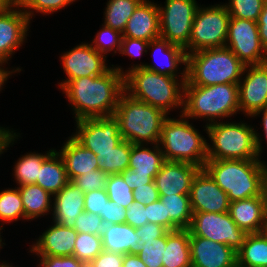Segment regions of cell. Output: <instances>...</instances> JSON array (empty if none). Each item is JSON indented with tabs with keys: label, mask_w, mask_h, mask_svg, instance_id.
<instances>
[{
	"label": "cell",
	"mask_w": 267,
	"mask_h": 267,
	"mask_svg": "<svg viewBox=\"0 0 267 267\" xmlns=\"http://www.w3.org/2000/svg\"><path fill=\"white\" fill-rule=\"evenodd\" d=\"M112 66L102 75L80 77L62 88L73 108L75 121L113 116L125 88L123 69Z\"/></svg>",
	"instance_id": "1"
},
{
	"label": "cell",
	"mask_w": 267,
	"mask_h": 267,
	"mask_svg": "<svg viewBox=\"0 0 267 267\" xmlns=\"http://www.w3.org/2000/svg\"><path fill=\"white\" fill-rule=\"evenodd\" d=\"M180 79L139 67L124 75L125 93L163 110L166 114L170 113V109L182 108V114L187 67L183 68Z\"/></svg>",
	"instance_id": "2"
},
{
	"label": "cell",
	"mask_w": 267,
	"mask_h": 267,
	"mask_svg": "<svg viewBox=\"0 0 267 267\" xmlns=\"http://www.w3.org/2000/svg\"><path fill=\"white\" fill-rule=\"evenodd\" d=\"M207 160H261L262 138L247 123L215 122L205 126Z\"/></svg>",
	"instance_id": "3"
},
{
	"label": "cell",
	"mask_w": 267,
	"mask_h": 267,
	"mask_svg": "<svg viewBox=\"0 0 267 267\" xmlns=\"http://www.w3.org/2000/svg\"><path fill=\"white\" fill-rule=\"evenodd\" d=\"M239 112L238 84H217L211 86L184 83L182 114L187 119H206V125L218 118L231 117ZM210 122V123H209Z\"/></svg>",
	"instance_id": "4"
},
{
	"label": "cell",
	"mask_w": 267,
	"mask_h": 267,
	"mask_svg": "<svg viewBox=\"0 0 267 267\" xmlns=\"http://www.w3.org/2000/svg\"><path fill=\"white\" fill-rule=\"evenodd\" d=\"M167 115L163 110L138 101L124 92L113 117L118 122L123 140L132 144L153 145L159 144L162 125Z\"/></svg>",
	"instance_id": "5"
},
{
	"label": "cell",
	"mask_w": 267,
	"mask_h": 267,
	"mask_svg": "<svg viewBox=\"0 0 267 267\" xmlns=\"http://www.w3.org/2000/svg\"><path fill=\"white\" fill-rule=\"evenodd\" d=\"M262 167L259 159L207 160L203 169L233 202L262 195Z\"/></svg>",
	"instance_id": "6"
},
{
	"label": "cell",
	"mask_w": 267,
	"mask_h": 267,
	"mask_svg": "<svg viewBox=\"0 0 267 267\" xmlns=\"http://www.w3.org/2000/svg\"><path fill=\"white\" fill-rule=\"evenodd\" d=\"M245 65L227 47L187 54V80L192 85L238 84Z\"/></svg>",
	"instance_id": "7"
},
{
	"label": "cell",
	"mask_w": 267,
	"mask_h": 267,
	"mask_svg": "<svg viewBox=\"0 0 267 267\" xmlns=\"http://www.w3.org/2000/svg\"><path fill=\"white\" fill-rule=\"evenodd\" d=\"M189 123L183 114L180 119H165L158 145L165 161L186 162L204 167L207 161V140Z\"/></svg>",
	"instance_id": "8"
},
{
	"label": "cell",
	"mask_w": 267,
	"mask_h": 267,
	"mask_svg": "<svg viewBox=\"0 0 267 267\" xmlns=\"http://www.w3.org/2000/svg\"><path fill=\"white\" fill-rule=\"evenodd\" d=\"M230 14L225 5L198 7L189 40V54L204 49L225 47Z\"/></svg>",
	"instance_id": "9"
},
{
	"label": "cell",
	"mask_w": 267,
	"mask_h": 267,
	"mask_svg": "<svg viewBox=\"0 0 267 267\" xmlns=\"http://www.w3.org/2000/svg\"><path fill=\"white\" fill-rule=\"evenodd\" d=\"M160 37L178 45L189 54V40L194 16L199 7L196 0H166L159 4Z\"/></svg>",
	"instance_id": "10"
},
{
	"label": "cell",
	"mask_w": 267,
	"mask_h": 267,
	"mask_svg": "<svg viewBox=\"0 0 267 267\" xmlns=\"http://www.w3.org/2000/svg\"><path fill=\"white\" fill-rule=\"evenodd\" d=\"M76 125V132L71 136L95 155L107 153L123 141L113 116L83 118L77 120Z\"/></svg>",
	"instance_id": "11"
},
{
	"label": "cell",
	"mask_w": 267,
	"mask_h": 267,
	"mask_svg": "<svg viewBox=\"0 0 267 267\" xmlns=\"http://www.w3.org/2000/svg\"><path fill=\"white\" fill-rule=\"evenodd\" d=\"M190 236H198L226 244L236 251L244 243L247 233L240 229L226 213H193L188 228Z\"/></svg>",
	"instance_id": "12"
},
{
	"label": "cell",
	"mask_w": 267,
	"mask_h": 267,
	"mask_svg": "<svg viewBox=\"0 0 267 267\" xmlns=\"http://www.w3.org/2000/svg\"><path fill=\"white\" fill-rule=\"evenodd\" d=\"M225 47L229 48L245 65L263 64L267 52L263 48L257 22L230 18Z\"/></svg>",
	"instance_id": "13"
},
{
	"label": "cell",
	"mask_w": 267,
	"mask_h": 267,
	"mask_svg": "<svg viewBox=\"0 0 267 267\" xmlns=\"http://www.w3.org/2000/svg\"><path fill=\"white\" fill-rule=\"evenodd\" d=\"M61 64L67 79L59 83L62 89L69 81L89 76L104 74L107 66L106 57L98 53L89 43H82L61 55Z\"/></svg>",
	"instance_id": "14"
},
{
	"label": "cell",
	"mask_w": 267,
	"mask_h": 267,
	"mask_svg": "<svg viewBox=\"0 0 267 267\" xmlns=\"http://www.w3.org/2000/svg\"><path fill=\"white\" fill-rule=\"evenodd\" d=\"M189 198L193 213H226L229 211L228 195L203 168L193 178Z\"/></svg>",
	"instance_id": "15"
},
{
	"label": "cell",
	"mask_w": 267,
	"mask_h": 267,
	"mask_svg": "<svg viewBox=\"0 0 267 267\" xmlns=\"http://www.w3.org/2000/svg\"><path fill=\"white\" fill-rule=\"evenodd\" d=\"M244 73L246 75L238 83L239 111L251 117L267 107V66L264 63L248 65Z\"/></svg>",
	"instance_id": "16"
},
{
	"label": "cell",
	"mask_w": 267,
	"mask_h": 267,
	"mask_svg": "<svg viewBox=\"0 0 267 267\" xmlns=\"http://www.w3.org/2000/svg\"><path fill=\"white\" fill-rule=\"evenodd\" d=\"M21 9L20 5H10L0 12V62L7 63L28 35L30 21Z\"/></svg>",
	"instance_id": "17"
},
{
	"label": "cell",
	"mask_w": 267,
	"mask_h": 267,
	"mask_svg": "<svg viewBox=\"0 0 267 267\" xmlns=\"http://www.w3.org/2000/svg\"><path fill=\"white\" fill-rule=\"evenodd\" d=\"M200 169L186 162L165 161L154 178L159 195H189L193 178Z\"/></svg>",
	"instance_id": "18"
},
{
	"label": "cell",
	"mask_w": 267,
	"mask_h": 267,
	"mask_svg": "<svg viewBox=\"0 0 267 267\" xmlns=\"http://www.w3.org/2000/svg\"><path fill=\"white\" fill-rule=\"evenodd\" d=\"M192 267H234L237 251L232 247L198 236H190Z\"/></svg>",
	"instance_id": "19"
},
{
	"label": "cell",
	"mask_w": 267,
	"mask_h": 267,
	"mask_svg": "<svg viewBox=\"0 0 267 267\" xmlns=\"http://www.w3.org/2000/svg\"><path fill=\"white\" fill-rule=\"evenodd\" d=\"M230 217L247 234L261 233L267 225V201L261 196L230 202Z\"/></svg>",
	"instance_id": "20"
},
{
	"label": "cell",
	"mask_w": 267,
	"mask_h": 267,
	"mask_svg": "<svg viewBox=\"0 0 267 267\" xmlns=\"http://www.w3.org/2000/svg\"><path fill=\"white\" fill-rule=\"evenodd\" d=\"M77 236L75 229L54 222L39 236L30 252L37 256H71Z\"/></svg>",
	"instance_id": "21"
},
{
	"label": "cell",
	"mask_w": 267,
	"mask_h": 267,
	"mask_svg": "<svg viewBox=\"0 0 267 267\" xmlns=\"http://www.w3.org/2000/svg\"><path fill=\"white\" fill-rule=\"evenodd\" d=\"M123 37L150 42L160 37L159 9L157 3L142 0L135 8L123 31Z\"/></svg>",
	"instance_id": "22"
},
{
	"label": "cell",
	"mask_w": 267,
	"mask_h": 267,
	"mask_svg": "<svg viewBox=\"0 0 267 267\" xmlns=\"http://www.w3.org/2000/svg\"><path fill=\"white\" fill-rule=\"evenodd\" d=\"M53 200V222L74 229L77 217L84 212V192L69 181L53 195Z\"/></svg>",
	"instance_id": "23"
},
{
	"label": "cell",
	"mask_w": 267,
	"mask_h": 267,
	"mask_svg": "<svg viewBox=\"0 0 267 267\" xmlns=\"http://www.w3.org/2000/svg\"><path fill=\"white\" fill-rule=\"evenodd\" d=\"M151 47L152 49H154L153 56L155 60H156V57L158 58L157 53L163 54V56L161 55V57H163L162 60H165L164 63L159 61L160 64L156 63L157 66L153 64L149 65V64H144V63L143 64L140 63L137 65L133 64L131 68H128L129 70L127 71L125 70L124 75L130 70L143 67L152 72H156L159 74L177 78L178 77L177 74H179V72H177L178 71L177 69H179V65L183 64L185 67H187V54H186L185 49H183L182 47L171 44L166 39H163L161 37L151 40L149 42L148 50L151 49ZM155 53H156V57H155Z\"/></svg>",
	"instance_id": "24"
},
{
	"label": "cell",
	"mask_w": 267,
	"mask_h": 267,
	"mask_svg": "<svg viewBox=\"0 0 267 267\" xmlns=\"http://www.w3.org/2000/svg\"><path fill=\"white\" fill-rule=\"evenodd\" d=\"M63 144L64 146L58 152L64 161L69 181L98 169L96 155L84 148L72 136Z\"/></svg>",
	"instance_id": "25"
},
{
	"label": "cell",
	"mask_w": 267,
	"mask_h": 267,
	"mask_svg": "<svg viewBox=\"0 0 267 267\" xmlns=\"http://www.w3.org/2000/svg\"><path fill=\"white\" fill-rule=\"evenodd\" d=\"M101 238L103 250L122 255L135 254V247L140 239L135 228L126 223L104 225Z\"/></svg>",
	"instance_id": "26"
},
{
	"label": "cell",
	"mask_w": 267,
	"mask_h": 267,
	"mask_svg": "<svg viewBox=\"0 0 267 267\" xmlns=\"http://www.w3.org/2000/svg\"><path fill=\"white\" fill-rule=\"evenodd\" d=\"M162 261L163 267H192L188 229L166 233V247Z\"/></svg>",
	"instance_id": "27"
},
{
	"label": "cell",
	"mask_w": 267,
	"mask_h": 267,
	"mask_svg": "<svg viewBox=\"0 0 267 267\" xmlns=\"http://www.w3.org/2000/svg\"><path fill=\"white\" fill-rule=\"evenodd\" d=\"M69 179L64 161L56 149L43 161L36 184L52 196L58 193Z\"/></svg>",
	"instance_id": "28"
},
{
	"label": "cell",
	"mask_w": 267,
	"mask_h": 267,
	"mask_svg": "<svg viewBox=\"0 0 267 267\" xmlns=\"http://www.w3.org/2000/svg\"><path fill=\"white\" fill-rule=\"evenodd\" d=\"M147 146L132 144L128 169H132L135 175H156L165 162L160 145L154 144L153 149Z\"/></svg>",
	"instance_id": "29"
},
{
	"label": "cell",
	"mask_w": 267,
	"mask_h": 267,
	"mask_svg": "<svg viewBox=\"0 0 267 267\" xmlns=\"http://www.w3.org/2000/svg\"><path fill=\"white\" fill-rule=\"evenodd\" d=\"M166 210V229L175 231L188 229L192 220V208L189 195L160 196Z\"/></svg>",
	"instance_id": "30"
},
{
	"label": "cell",
	"mask_w": 267,
	"mask_h": 267,
	"mask_svg": "<svg viewBox=\"0 0 267 267\" xmlns=\"http://www.w3.org/2000/svg\"><path fill=\"white\" fill-rule=\"evenodd\" d=\"M24 207V219L34 220L52 211L53 197L37 184L18 186ZM51 203V204H50ZM47 213V214H46Z\"/></svg>",
	"instance_id": "31"
},
{
	"label": "cell",
	"mask_w": 267,
	"mask_h": 267,
	"mask_svg": "<svg viewBox=\"0 0 267 267\" xmlns=\"http://www.w3.org/2000/svg\"><path fill=\"white\" fill-rule=\"evenodd\" d=\"M237 263L244 267H267V232L247 234L237 250Z\"/></svg>",
	"instance_id": "32"
},
{
	"label": "cell",
	"mask_w": 267,
	"mask_h": 267,
	"mask_svg": "<svg viewBox=\"0 0 267 267\" xmlns=\"http://www.w3.org/2000/svg\"><path fill=\"white\" fill-rule=\"evenodd\" d=\"M54 151L50 149L45 154L27 153L18 159L15 164L14 177L18 186L36 184L43 161Z\"/></svg>",
	"instance_id": "33"
},
{
	"label": "cell",
	"mask_w": 267,
	"mask_h": 267,
	"mask_svg": "<svg viewBox=\"0 0 267 267\" xmlns=\"http://www.w3.org/2000/svg\"><path fill=\"white\" fill-rule=\"evenodd\" d=\"M132 143L123 140L118 146L107 153L96 155L98 158V169L106 174H120L126 171L130 163Z\"/></svg>",
	"instance_id": "34"
},
{
	"label": "cell",
	"mask_w": 267,
	"mask_h": 267,
	"mask_svg": "<svg viewBox=\"0 0 267 267\" xmlns=\"http://www.w3.org/2000/svg\"><path fill=\"white\" fill-rule=\"evenodd\" d=\"M142 0H108L104 25L123 33L126 23Z\"/></svg>",
	"instance_id": "35"
},
{
	"label": "cell",
	"mask_w": 267,
	"mask_h": 267,
	"mask_svg": "<svg viewBox=\"0 0 267 267\" xmlns=\"http://www.w3.org/2000/svg\"><path fill=\"white\" fill-rule=\"evenodd\" d=\"M20 218H24V207L18 187L1 191L0 220L10 223Z\"/></svg>",
	"instance_id": "36"
},
{
	"label": "cell",
	"mask_w": 267,
	"mask_h": 267,
	"mask_svg": "<svg viewBox=\"0 0 267 267\" xmlns=\"http://www.w3.org/2000/svg\"><path fill=\"white\" fill-rule=\"evenodd\" d=\"M103 251L101 235L78 233L75 240L73 255L88 265Z\"/></svg>",
	"instance_id": "37"
},
{
	"label": "cell",
	"mask_w": 267,
	"mask_h": 267,
	"mask_svg": "<svg viewBox=\"0 0 267 267\" xmlns=\"http://www.w3.org/2000/svg\"><path fill=\"white\" fill-rule=\"evenodd\" d=\"M166 247V234L144 244H137L135 254L144 262L147 267H163V254Z\"/></svg>",
	"instance_id": "38"
},
{
	"label": "cell",
	"mask_w": 267,
	"mask_h": 267,
	"mask_svg": "<svg viewBox=\"0 0 267 267\" xmlns=\"http://www.w3.org/2000/svg\"><path fill=\"white\" fill-rule=\"evenodd\" d=\"M106 191L109 200L125 209L134 202L133 190L125 183L121 174L109 175Z\"/></svg>",
	"instance_id": "39"
},
{
	"label": "cell",
	"mask_w": 267,
	"mask_h": 267,
	"mask_svg": "<svg viewBox=\"0 0 267 267\" xmlns=\"http://www.w3.org/2000/svg\"><path fill=\"white\" fill-rule=\"evenodd\" d=\"M123 34L102 24V29L97 33L90 45L106 57L108 52L120 53ZM116 49V50H115Z\"/></svg>",
	"instance_id": "40"
},
{
	"label": "cell",
	"mask_w": 267,
	"mask_h": 267,
	"mask_svg": "<svg viewBox=\"0 0 267 267\" xmlns=\"http://www.w3.org/2000/svg\"><path fill=\"white\" fill-rule=\"evenodd\" d=\"M265 0H229L224 4L231 18L247 19L257 22Z\"/></svg>",
	"instance_id": "41"
},
{
	"label": "cell",
	"mask_w": 267,
	"mask_h": 267,
	"mask_svg": "<svg viewBox=\"0 0 267 267\" xmlns=\"http://www.w3.org/2000/svg\"><path fill=\"white\" fill-rule=\"evenodd\" d=\"M73 2L75 0H25L20 6L30 21L34 15V11L32 10L42 14H51L61 8H65Z\"/></svg>",
	"instance_id": "42"
},
{
	"label": "cell",
	"mask_w": 267,
	"mask_h": 267,
	"mask_svg": "<svg viewBox=\"0 0 267 267\" xmlns=\"http://www.w3.org/2000/svg\"><path fill=\"white\" fill-rule=\"evenodd\" d=\"M109 174H106L100 169L93 170L79 177H76L72 182L77 185L84 193L94 190L106 189Z\"/></svg>",
	"instance_id": "43"
},
{
	"label": "cell",
	"mask_w": 267,
	"mask_h": 267,
	"mask_svg": "<svg viewBox=\"0 0 267 267\" xmlns=\"http://www.w3.org/2000/svg\"><path fill=\"white\" fill-rule=\"evenodd\" d=\"M74 229L78 233L101 235L104 229V223L99 215L84 211L77 217Z\"/></svg>",
	"instance_id": "44"
},
{
	"label": "cell",
	"mask_w": 267,
	"mask_h": 267,
	"mask_svg": "<svg viewBox=\"0 0 267 267\" xmlns=\"http://www.w3.org/2000/svg\"><path fill=\"white\" fill-rule=\"evenodd\" d=\"M109 201L106 189L94 190L84 193V211L99 215H104V208Z\"/></svg>",
	"instance_id": "45"
},
{
	"label": "cell",
	"mask_w": 267,
	"mask_h": 267,
	"mask_svg": "<svg viewBox=\"0 0 267 267\" xmlns=\"http://www.w3.org/2000/svg\"><path fill=\"white\" fill-rule=\"evenodd\" d=\"M40 259L39 267H87L74 255L71 256H38Z\"/></svg>",
	"instance_id": "46"
},
{
	"label": "cell",
	"mask_w": 267,
	"mask_h": 267,
	"mask_svg": "<svg viewBox=\"0 0 267 267\" xmlns=\"http://www.w3.org/2000/svg\"><path fill=\"white\" fill-rule=\"evenodd\" d=\"M148 46V41L130 37H123L120 54L127 55L129 57H140L143 52L146 53L148 51Z\"/></svg>",
	"instance_id": "47"
},
{
	"label": "cell",
	"mask_w": 267,
	"mask_h": 267,
	"mask_svg": "<svg viewBox=\"0 0 267 267\" xmlns=\"http://www.w3.org/2000/svg\"><path fill=\"white\" fill-rule=\"evenodd\" d=\"M145 207L146 205L134 201L126 209V224L131 225L133 228H137L148 223Z\"/></svg>",
	"instance_id": "48"
},
{
	"label": "cell",
	"mask_w": 267,
	"mask_h": 267,
	"mask_svg": "<svg viewBox=\"0 0 267 267\" xmlns=\"http://www.w3.org/2000/svg\"><path fill=\"white\" fill-rule=\"evenodd\" d=\"M104 225L126 223V209L109 200L101 217Z\"/></svg>",
	"instance_id": "49"
},
{
	"label": "cell",
	"mask_w": 267,
	"mask_h": 267,
	"mask_svg": "<svg viewBox=\"0 0 267 267\" xmlns=\"http://www.w3.org/2000/svg\"><path fill=\"white\" fill-rule=\"evenodd\" d=\"M135 232L140 237L137 244L142 245L145 241L164 236L168 230L159 224L148 222L145 225L135 228Z\"/></svg>",
	"instance_id": "50"
},
{
	"label": "cell",
	"mask_w": 267,
	"mask_h": 267,
	"mask_svg": "<svg viewBox=\"0 0 267 267\" xmlns=\"http://www.w3.org/2000/svg\"><path fill=\"white\" fill-rule=\"evenodd\" d=\"M133 195L134 201H137L146 206L152 204L160 198L159 192L156 188V184L154 181L144 186H138L136 189L133 190Z\"/></svg>",
	"instance_id": "51"
},
{
	"label": "cell",
	"mask_w": 267,
	"mask_h": 267,
	"mask_svg": "<svg viewBox=\"0 0 267 267\" xmlns=\"http://www.w3.org/2000/svg\"><path fill=\"white\" fill-rule=\"evenodd\" d=\"M123 256L120 253L103 250L87 267H121Z\"/></svg>",
	"instance_id": "52"
},
{
	"label": "cell",
	"mask_w": 267,
	"mask_h": 267,
	"mask_svg": "<svg viewBox=\"0 0 267 267\" xmlns=\"http://www.w3.org/2000/svg\"><path fill=\"white\" fill-rule=\"evenodd\" d=\"M148 222L155 223L166 228V210L160 200L145 207Z\"/></svg>",
	"instance_id": "53"
},
{
	"label": "cell",
	"mask_w": 267,
	"mask_h": 267,
	"mask_svg": "<svg viewBox=\"0 0 267 267\" xmlns=\"http://www.w3.org/2000/svg\"><path fill=\"white\" fill-rule=\"evenodd\" d=\"M120 174L131 190L136 189L138 186L150 184L155 178V175H135V172L132 169H127Z\"/></svg>",
	"instance_id": "54"
},
{
	"label": "cell",
	"mask_w": 267,
	"mask_h": 267,
	"mask_svg": "<svg viewBox=\"0 0 267 267\" xmlns=\"http://www.w3.org/2000/svg\"><path fill=\"white\" fill-rule=\"evenodd\" d=\"M257 25L261 44L267 52V2L263 5L262 12L257 20Z\"/></svg>",
	"instance_id": "55"
},
{
	"label": "cell",
	"mask_w": 267,
	"mask_h": 267,
	"mask_svg": "<svg viewBox=\"0 0 267 267\" xmlns=\"http://www.w3.org/2000/svg\"><path fill=\"white\" fill-rule=\"evenodd\" d=\"M14 131L0 126V154H3L11 143L14 144L15 139H18L20 134Z\"/></svg>",
	"instance_id": "56"
},
{
	"label": "cell",
	"mask_w": 267,
	"mask_h": 267,
	"mask_svg": "<svg viewBox=\"0 0 267 267\" xmlns=\"http://www.w3.org/2000/svg\"><path fill=\"white\" fill-rule=\"evenodd\" d=\"M124 267H147L137 254H125L123 256Z\"/></svg>",
	"instance_id": "57"
},
{
	"label": "cell",
	"mask_w": 267,
	"mask_h": 267,
	"mask_svg": "<svg viewBox=\"0 0 267 267\" xmlns=\"http://www.w3.org/2000/svg\"><path fill=\"white\" fill-rule=\"evenodd\" d=\"M4 63L6 62H0V91L2 90V86H4V83L8 80L7 78L11 76V74L13 73H17V72H20L21 71V68H16L15 70H12V71H8V70H5L4 69V66L2 65H5ZM3 67V68H1Z\"/></svg>",
	"instance_id": "58"
},
{
	"label": "cell",
	"mask_w": 267,
	"mask_h": 267,
	"mask_svg": "<svg viewBox=\"0 0 267 267\" xmlns=\"http://www.w3.org/2000/svg\"><path fill=\"white\" fill-rule=\"evenodd\" d=\"M261 113L262 115V127H263V131H264V135L265 136V139H266V143H267V107L263 108V109H260L258 111H256L252 116V117H255V116H259Z\"/></svg>",
	"instance_id": "59"
},
{
	"label": "cell",
	"mask_w": 267,
	"mask_h": 267,
	"mask_svg": "<svg viewBox=\"0 0 267 267\" xmlns=\"http://www.w3.org/2000/svg\"><path fill=\"white\" fill-rule=\"evenodd\" d=\"M262 194L265 200L267 201V165L265 162H263V167H262Z\"/></svg>",
	"instance_id": "60"
},
{
	"label": "cell",
	"mask_w": 267,
	"mask_h": 267,
	"mask_svg": "<svg viewBox=\"0 0 267 267\" xmlns=\"http://www.w3.org/2000/svg\"><path fill=\"white\" fill-rule=\"evenodd\" d=\"M10 5L7 0H0V12L6 10Z\"/></svg>",
	"instance_id": "61"
},
{
	"label": "cell",
	"mask_w": 267,
	"mask_h": 267,
	"mask_svg": "<svg viewBox=\"0 0 267 267\" xmlns=\"http://www.w3.org/2000/svg\"><path fill=\"white\" fill-rule=\"evenodd\" d=\"M11 5H21L25 0H7Z\"/></svg>",
	"instance_id": "62"
},
{
	"label": "cell",
	"mask_w": 267,
	"mask_h": 267,
	"mask_svg": "<svg viewBox=\"0 0 267 267\" xmlns=\"http://www.w3.org/2000/svg\"><path fill=\"white\" fill-rule=\"evenodd\" d=\"M0 267H13V266L10 265L9 263H5V261H3V262L0 264Z\"/></svg>",
	"instance_id": "63"
},
{
	"label": "cell",
	"mask_w": 267,
	"mask_h": 267,
	"mask_svg": "<svg viewBox=\"0 0 267 267\" xmlns=\"http://www.w3.org/2000/svg\"><path fill=\"white\" fill-rule=\"evenodd\" d=\"M3 228H2V226L0 225V231L2 230ZM2 244H4L5 245V243H3L2 242V238H1V232H0V249H1V247H3V245Z\"/></svg>",
	"instance_id": "64"
},
{
	"label": "cell",
	"mask_w": 267,
	"mask_h": 267,
	"mask_svg": "<svg viewBox=\"0 0 267 267\" xmlns=\"http://www.w3.org/2000/svg\"><path fill=\"white\" fill-rule=\"evenodd\" d=\"M234 267H244V266L237 263Z\"/></svg>",
	"instance_id": "65"
},
{
	"label": "cell",
	"mask_w": 267,
	"mask_h": 267,
	"mask_svg": "<svg viewBox=\"0 0 267 267\" xmlns=\"http://www.w3.org/2000/svg\"><path fill=\"white\" fill-rule=\"evenodd\" d=\"M264 64L267 66V58L265 59Z\"/></svg>",
	"instance_id": "66"
}]
</instances>
